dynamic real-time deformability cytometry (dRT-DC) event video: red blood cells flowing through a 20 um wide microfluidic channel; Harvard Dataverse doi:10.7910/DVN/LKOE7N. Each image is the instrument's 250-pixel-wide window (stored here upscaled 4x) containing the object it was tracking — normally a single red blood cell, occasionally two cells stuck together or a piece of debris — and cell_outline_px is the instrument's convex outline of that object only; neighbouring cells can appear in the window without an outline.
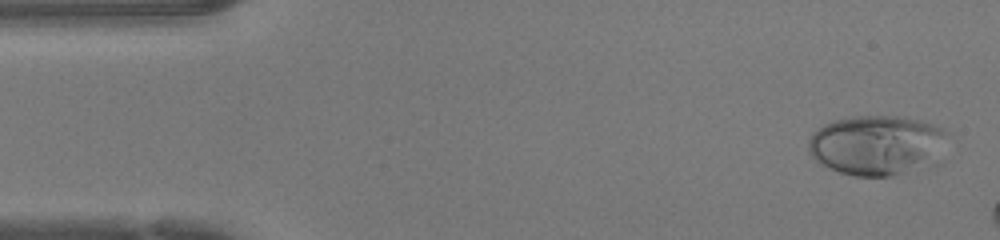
{"species": "human", "species_latin": "Homo sapiens", "temperature_condition": "warm", "stored_images_in_passage": 10, "camera_frame_rate_fps": 3000, "um_per_image_px": 0.085, "donor": {"sex": "female"}, "frame": {"image": 1, "passage_image": 2, "time_ms": 0.333, "image_size_px": [1000, 240], "cell_outline_px": [[952, 132], [944, 164], [892, 176], [856, 176], [840, 172], [820, 164], [808, 152], [808, 140], [812, 132], [824, 124], [836, 120], [852, 116], [904, 116], [920, 120], [944, 128]], "centroid_in_image_um": [74.73, 12.35], "position_along_channel_um": 10.3, "area_um2": 50.81}}